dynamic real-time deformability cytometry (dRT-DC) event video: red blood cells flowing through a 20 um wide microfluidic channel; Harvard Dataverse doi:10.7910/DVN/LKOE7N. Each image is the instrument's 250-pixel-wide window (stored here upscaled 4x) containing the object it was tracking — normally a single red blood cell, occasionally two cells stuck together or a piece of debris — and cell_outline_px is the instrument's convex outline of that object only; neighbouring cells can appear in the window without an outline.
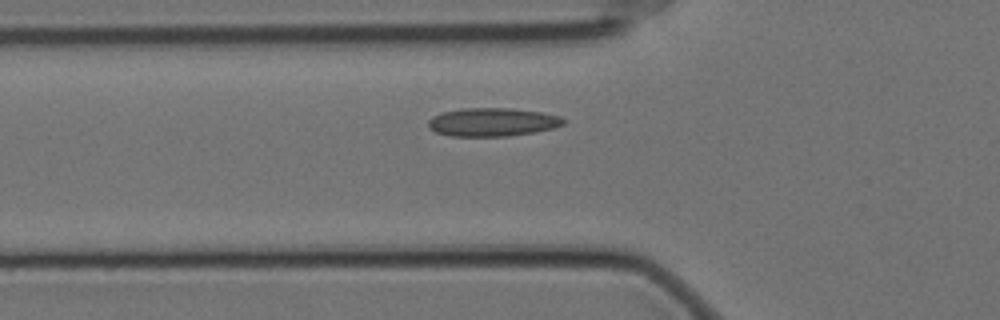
{"species": "Egyptian fruit bat (a non-hibernating species)", "species_latin": "Rousettus aegyptiacus", "temperature_condition": "cold", "stored_images_in_passage": 38, "camera_frame_rate_fps": 3000, "um_per_image_px": 0.085, "animal": {"sex": "female"}, "frame": {"image": 1, "passage_image": 2, "time_ms": 0.333, "image_size_px": [1000, 320], "cell_outline_px": [[564, 124], [552, 128], [536, 132], [508, 136], [452, 136], [436, 132], [428, 128], [428, 120], [432, 116], [444, 112], [460, 108], [508, 108], [540, 112], [560, 116], [564, 120]], "centroid_in_image_um": [41.83, 10.38], "position_along_channel_um": 84.0, "area_um2": 22.31}}
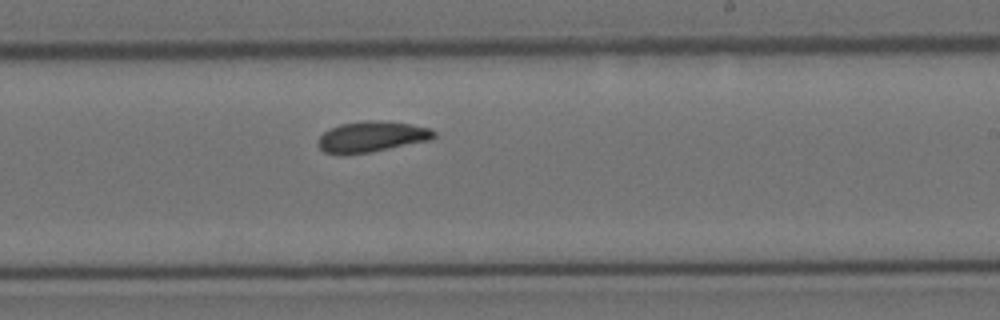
{"frame": {"image": 2, "passage_image": 17, "time_ms": 5.333, "image_size_px": [1000, 320], "cell_outline_px": [[436, 136], [432, 140], [372, 152], [344, 156], [324, 152], [316, 144], [316, 140], [324, 132], [340, 124], [364, 120], [380, 120], [408, 124], [428, 128], [436, 132]], "centroid_in_image_um": [31.56, 11.64], "position_along_channel_um": 257.4, "area_um2": 21.15}}
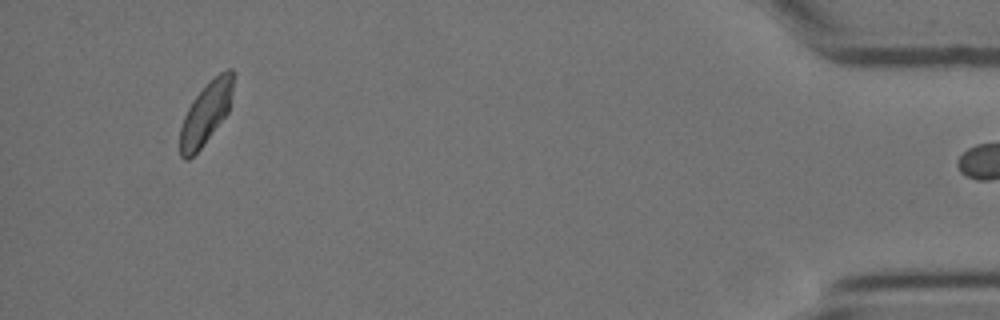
{"frame": {"image": 3, "passage_image": 37, "time_ms": 12.0, "image_size_px": [1000, 320], "cell_outline_px": [[236, 72], [228, 112], [200, 148], [188, 160], [184, 160], [180, 156], [180, 128], [184, 116], [192, 100], [220, 72], [228, 68], [232, 68]], "centroid_in_image_um": [17.52, 9.6], "position_along_channel_um": 417.7, "area_um2": 18.96}}